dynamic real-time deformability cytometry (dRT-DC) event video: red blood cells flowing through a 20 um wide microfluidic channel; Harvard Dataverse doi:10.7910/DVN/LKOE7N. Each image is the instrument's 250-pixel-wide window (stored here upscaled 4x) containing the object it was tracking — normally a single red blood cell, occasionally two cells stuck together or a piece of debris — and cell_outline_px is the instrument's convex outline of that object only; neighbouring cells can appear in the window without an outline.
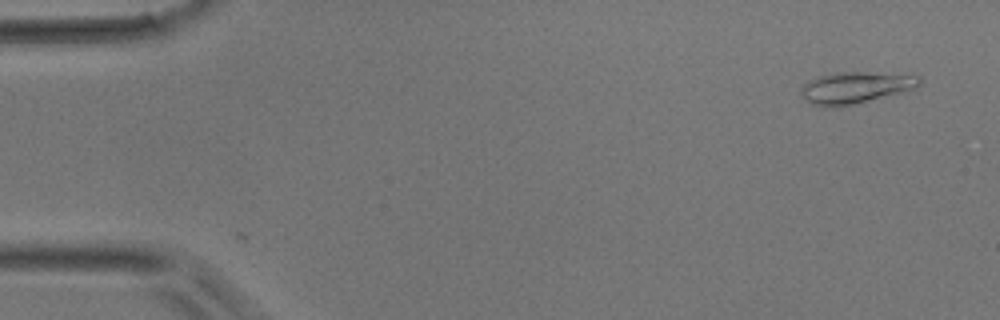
{"species": "common noctule bat (a hibernating species)", "species_latin": "Nyctalus noctula", "temperature_condition": "room temperature", "stored_images_in_passage": 47, "camera_frame_rate_fps": 3000, "um_per_image_px": 0.085, "animal": {"sex": "male", "body_mass_g": 17.9}, "frame": {"image": 1, "passage_image": 1, "time_ms": 0.0, "image_size_px": [1000, 320], "cell_outline_px": [[920, 84], [916, 88], [836, 108], [832, 108], [812, 104], [800, 92], [800, 88], [804, 84], [820, 76], [836, 72], [864, 72], [920, 76]], "centroid_in_image_um": [72.69, 7.45], "position_along_channel_um": 12.3, "area_um2": 21.27}}
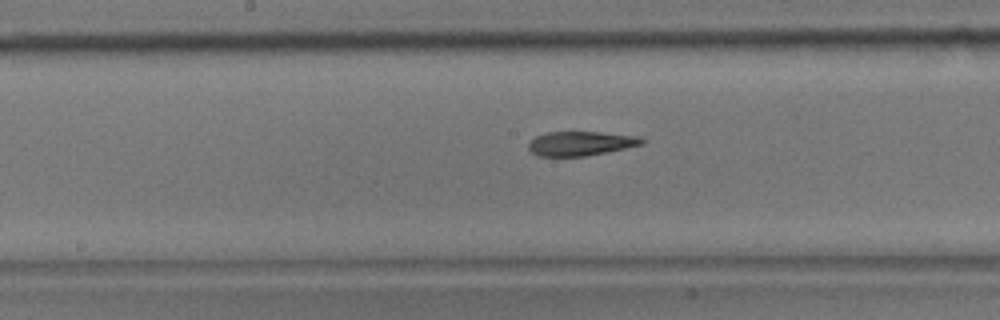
{"frame": {"image": 2, "passage_image": 23, "time_ms": 7.333, "image_size_px": [1000, 320], "cell_outline_px": [[644, 144], [584, 156], [536, 156], [528, 148], [528, 144], [536, 136], [544, 132], [600, 132], [640, 136], [644, 140]], "centroid_in_image_um": [49.34, 12.18], "position_along_channel_um": 198.9, "area_um2": 15.95}}
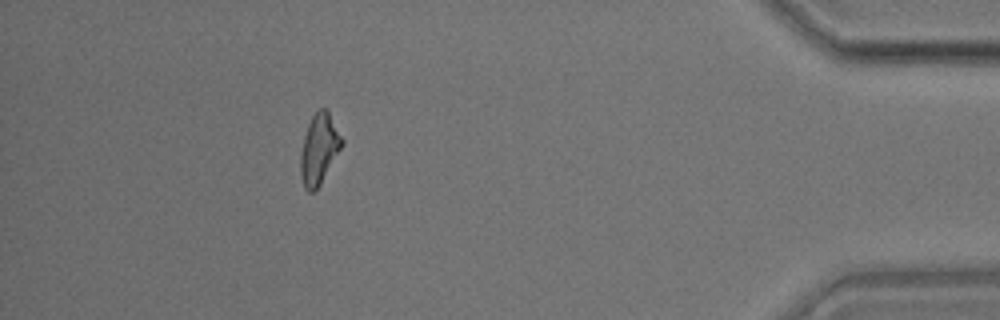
{"frame": {"image": 3, "passage_image": 42, "time_ms": 13.667, "image_size_px": [1000, 320], "cell_outline_px": [[344, 144], [320, 184], [312, 192], [308, 192], [304, 188], [300, 176], [300, 152], [304, 136], [308, 124], [312, 116], [320, 108], [324, 108], [328, 112], [344, 140]], "centroid_in_image_um": [27.11, 12.68], "position_along_channel_um": 408.1, "area_um2": 16.88}}